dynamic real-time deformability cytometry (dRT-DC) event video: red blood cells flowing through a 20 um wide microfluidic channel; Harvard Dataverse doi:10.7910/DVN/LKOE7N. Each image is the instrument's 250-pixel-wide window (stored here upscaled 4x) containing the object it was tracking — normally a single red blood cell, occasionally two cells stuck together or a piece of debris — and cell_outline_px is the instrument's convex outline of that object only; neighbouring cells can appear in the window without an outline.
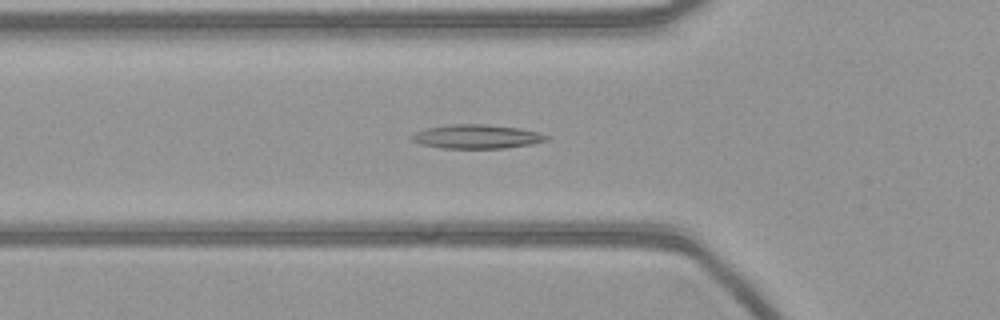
{"species": "common noctule bat (a hibernating species)", "species_latin": "Nyctalus noctula", "temperature_condition": "warm", "stored_images_in_passage": 53, "camera_frame_rate_fps": 3000, "um_per_image_px": 0.085, "animal": {"sex": "female", "body_mass_g": 21.9}, "frame": {"image": 1, "passage_image": 17, "time_ms": 5.333, "image_size_px": [1000, 320], "cell_outline_px": [[552, 136], [548, 140], [532, 144], [504, 148], [440, 148], [420, 144], [412, 140], [408, 136], [416, 132], [428, 128], [448, 124], [484, 124], [520, 128]], "centroid_in_image_um": [40.52, 11.61], "position_along_channel_um": 85.3, "area_um2": 18.9}}
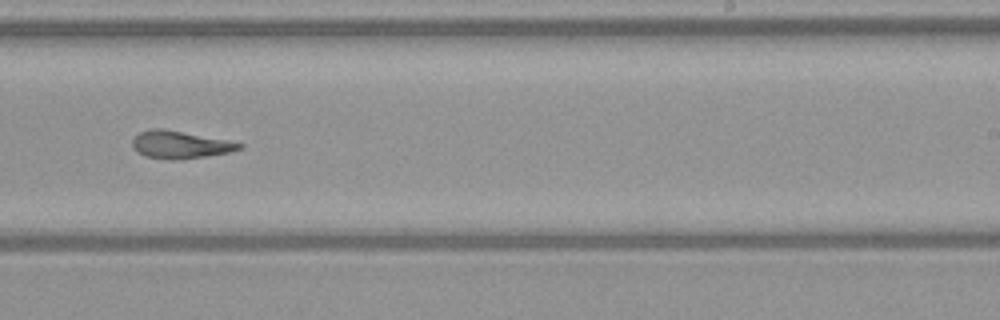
{"frame": {"image": 2, "passage_image": 32, "time_ms": 10.333, "image_size_px": [1000, 320], "cell_outline_px": [[244, 148], [232, 152], [208, 156], [180, 160], [168, 160], [144, 156], [136, 152], [132, 148], [132, 140], [140, 132], [152, 128], [160, 128], [224, 140], [244, 144]], "centroid_in_image_um": [15.28, 12.33], "position_along_channel_um": 273.7, "area_um2": 17.17}}
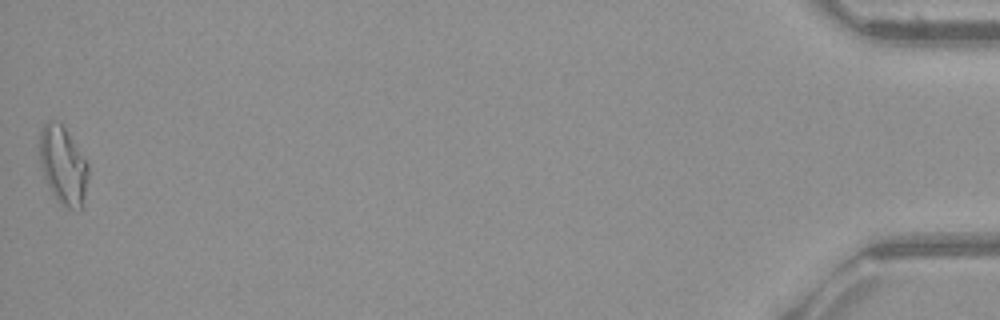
{"frame": {"image": 3, "passage_image": 53, "time_ms": 17.333, "image_size_px": [1000, 320], "cell_outline_px": [[88, 176], [80, 208], [68, 208], [60, 204], [52, 192], [44, 176], [40, 164], [40, 132], [44, 124], [48, 120], [56, 120], [64, 128], [88, 164]], "centroid_in_image_um": [5.33, 14.03], "position_along_channel_um": 429.9, "area_um2": 21.39}}